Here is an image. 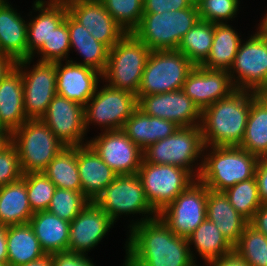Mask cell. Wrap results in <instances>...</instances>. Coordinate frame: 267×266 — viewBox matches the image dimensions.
<instances>
[{"mask_svg": "<svg viewBox=\"0 0 267 266\" xmlns=\"http://www.w3.org/2000/svg\"><path fill=\"white\" fill-rule=\"evenodd\" d=\"M130 231L125 266H193L196 262L187 238L175 235L159 215Z\"/></svg>", "mask_w": 267, "mask_h": 266, "instance_id": "6da1fadb", "label": "cell"}, {"mask_svg": "<svg viewBox=\"0 0 267 266\" xmlns=\"http://www.w3.org/2000/svg\"><path fill=\"white\" fill-rule=\"evenodd\" d=\"M251 108V91L235 90L202 111L201 130L205 146H239Z\"/></svg>", "mask_w": 267, "mask_h": 266, "instance_id": "7a4b0ae2", "label": "cell"}, {"mask_svg": "<svg viewBox=\"0 0 267 266\" xmlns=\"http://www.w3.org/2000/svg\"><path fill=\"white\" fill-rule=\"evenodd\" d=\"M210 153L202 158L198 179L208 188L225 191L235 184L255 177L259 157L239 146H205ZM211 148V149H210Z\"/></svg>", "mask_w": 267, "mask_h": 266, "instance_id": "3957f363", "label": "cell"}, {"mask_svg": "<svg viewBox=\"0 0 267 266\" xmlns=\"http://www.w3.org/2000/svg\"><path fill=\"white\" fill-rule=\"evenodd\" d=\"M200 20L196 3L191 7L163 13H143L131 32L151 51L177 50L185 34Z\"/></svg>", "mask_w": 267, "mask_h": 266, "instance_id": "277c9868", "label": "cell"}, {"mask_svg": "<svg viewBox=\"0 0 267 266\" xmlns=\"http://www.w3.org/2000/svg\"><path fill=\"white\" fill-rule=\"evenodd\" d=\"M151 50L132 33H126L111 49L102 79L114 89L137 95Z\"/></svg>", "mask_w": 267, "mask_h": 266, "instance_id": "5b68a950", "label": "cell"}, {"mask_svg": "<svg viewBox=\"0 0 267 266\" xmlns=\"http://www.w3.org/2000/svg\"><path fill=\"white\" fill-rule=\"evenodd\" d=\"M23 174L43 172L65 145L41 119H28L11 133Z\"/></svg>", "mask_w": 267, "mask_h": 266, "instance_id": "8992f818", "label": "cell"}, {"mask_svg": "<svg viewBox=\"0 0 267 266\" xmlns=\"http://www.w3.org/2000/svg\"><path fill=\"white\" fill-rule=\"evenodd\" d=\"M204 147L200 126L179 127L172 135L149 145L143 151V160L184 168L198 179L202 165L194 171L192 163L204 156Z\"/></svg>", "mask_w": 267, "mask_h": 266, "instance_id": "52a82bcc", "label": "cell"}, {"mask_svg": "<svg viewBox=\"0 0 267 266\" xmlns=\"http://www.w3.org/2000/svg\"><path fill=\"white\" fill-rule=\"evenodd\" d=\"M195 65L177 50L151 51L141 79V96L180 90Z\"/></svg>", "mask_w": 267, "mask_h": 266, "instance_id": "ba28073f", "label": "cell"}, {"mask_svg": "<svg viewBox=\"0 0 267 266\" xmlns=\"http://www.w3.org/2000/svg\"><path fill=\"white\" fill-rule=\"evenodd\" d=\"M94 202L109 217L116 222L120 215L125 214H147L146 218H141L129 225L142 223L146 220L153 219L158 213L153 209L147 201L141 180L137 174L135 175H118L112 183H110L94 200ZM150 215V216H149Z\"/></svg>", "mask_w": 267, "mask_h": 266, "instance_id": "9c48e42d", "label": "cell"}, {"mask_svg": "<svg viewBox=\"0 0 267 266\" xmlns=\"http://www.w3.org/2000/svg\"><path fill=\"white\" fill-rule=\"evenodd\" d=\"M147 201L159 213L196 178L186 169L142 160L138 170Z\"/></svg>", "mask_w": 267, "mask_h": 266, "instance_id": "30bf717a", "label": "cell"}, {"mask_svg": "<svg viewBox=\"0 0 267 266\" xmlns=\"http://www.w3.org/2000/svg\"><path fill=\"white\" fill-rule=\"evenodd\" d=\"M228 73L237 90L267 91V35L260 27L245 43L241 42Z\"/></svg>", "mask_w": 267, "mask_h": 266, "instance_id": "8fae6325", "label": "cell"}, {"mask_svg": "<svg viewBox=\"0 0 267 266\" xmlns=\"http://www.w3.org/2000/svg\"><path fill=\"white\" fill-rule=\"evenodd\" d=\"M137 103L136 95L129 91L114 89L107 84L100 90L97 88L84 105L86 132L90 123L102 126L105 132L122 129Z\"/></svg>", "mask_w": 267, "mask_h": 266, "instance_id": "7c38bea8", "label": "cell"}, {"mask_svg": "<svg viewBox=\"0 0 267 266\" xmlns=\"http://www.w3.org/2000/svg\"><path fill=\"white\" fill-rule=\"evenodd\" d=\"M207 187L196 179L158 213L175 235L188 237L207 218Z\"/></svg>", "mask_w": 267, "mask_h": 266, "instance_id": "4fadbf2b", "label": "cell"}, {"mask_svg": "<svg viewBox=\"0 0 267 266\" xmlns=\"http://www.w3.org/2000/svg\"><path fill=\"white\" fill-rule=\"evenodd\" d=\"M31 61L32 58L17 61L23 80L24 111L28 119H41L57 94L56 63L38 61L29 70L26 67Z\"/></svg>", "mask_w": 267, "mask_h": 266, "instance_id": "5bb4252c", "label": "cell"}, {"mask_svg": "<svg viewBox=\"0 0 267 266\" xmlns=\"http://www.w3.org/2000/svg\"><path fill=\"white\" fill-rule=\"evenodd\" d=\"M87 142L118 175L138 173L143 151L121 129L104 131L100 136Z\"/></svg>", "mask_w": 267, "mask_h": 266, "instance_id": "9a60e30c", "label": "cell"}, {"mask_svg": "<svg viewBox=\"0 0 267 266\" xmlns=\"http://www.w3.org/2000/svg\"><path fill=\"white\" fill-rule=\"evenodd\" d=\"M41 120L66 147L88 144V142L83 143L87 132L84 106L80 103L56 94Z\"/></svg>", "mask_w": 267, "mask_h": 266, "instance_id": "2e32d148", "label": "cell"}, {"mask_svg": "<svg viewBox=\"0 0 267 266\" xmlns=\"http://www.w3.org/2000/svg\"><path fill=\"white\" fill-rule=\"evenodd\" d=\"M137 107L147 115L169 120L179 127L201 125L202 111L182 89L141 96Z\"/></svg>", "mask_w": 267, "mask_h": 266, "instance_id": "e0dca14e", "label": "cell"}, {"mask_svg": "<svg viewBox=\"0 0 267 266\" xmlns=\"http://www.w3.org/2000/svg\"><path fill=\"white\" fill-rule=\"evenodd\" d=\"M68 13L100 43L111 49L126 31L100 0H67Z\"/></svg>", "mask_w": 267, "mask_h": 266, "instance_id": "ac0fdd59", "label": "cell"}, {"mask_svg": "<svg viewBox=\"0 0 267 266\" xmlns=\"http://www.w3.org/2000/svg\"><path fill=\"white\" fill-rule=\"evenodd\" d=\"M235 90L228 71L208 69L201 65L194 67L182 87V91L201 111Z\"/></svg>", "mask_w": 267, "mask_h": 266, "instance_id": "d6986e66", "label": "cell"}, {"mask_svg": "<svg viewBox=\"0 0 267 266\" xmlns=\"http://www.w3.org/2000/svg\"><path fill=\"white\" fill-rule=\"evenodd\" d=\"M113 225L109 215L90 201L70 222L68 251L87 255Z\"/></svg>", "mask_w": 267, "mask_h": 266, "instance_id": "ffe728a7", "label": "cell"}, {"mask_svg": "<svg viewBox=\"0 0 267 266\" xmlns=\"http://www.w3.org/2000/svg\"><path fill=\"white\" fill-rule=\"evenodd\" d=\"M56 92L68 100L85 105L98 88L102 74L73 60L56 63ZM100 77V78H99Z\"/></svg>", "mask_w": 267, "mask_h": 266, "instance_id": "44dd1931", "label": "cell"}, {"mask_svg": "<svg viewBox=\"0 0 267 266\" xmlns=\"http://www.w3.org/2000/svg\"><path fill=\"white\" fill-rule=\"evenodd\" d=\"M33 6V10L39 11L40 14L27 24L28 58L32 59L44 42H48L53 30L65 20L68 13L65 1L36 0Z\"/></svg>", "mask_w": 267, "mask_h": 266, "instance_id": "7402d4cb", "label": "cell"}, {"mask_svg": "<svg viewBox=\"0 0 267 266\" xmlns=\"http://www.w3.org/2000/svg\"><path fill=\"white\" fill-rule=\"evenodd\" d=\"M77 166L82 192L90 201L118 176L89 144L77 146Z\"/></svg>", "mask_w": 267, "mask_h": 266, "instance_id": "603a6c76", "label": "cell"}, {"mask_svg": "<svg viewBox=\"0 0 267 266\" xmlns=\"http://www.w3.org/2000/svg\"><path fill=\"white\" fill-rule=\"evenodd\" d=\"M178 128L175 123L147 115L137 107L121 130L144 151L149 145L172 135Z\"/></svg>", "mask_w": 267, "mask_h": 266, "instance_id": "cb8c5ba5", "label": "cell"}, {"mask_svg": "<svg viewBox=\"0 0 267 266\" xmlns=\"http://www.w3.org/2000/svg\"><path fill=\"white\" fill-rule=\"evenodd\" d=\"M0 119L11 133L28 120L24 111L21 69L17 65L0 82Z\"/></svg>", "mask_w": 267, "mask_h": 266, "instance_id": "d4e9b609", "label": "cell"}, {"mask_svg": "<svg viewBox=\"0 0 267 266\" xmlns=\"http://www.w3.org/2000/svg\"><path fill=\"white\" fill-rule=\"evenodd\" d=\"M206 216L233 246L238 242L249 223L230 204L224 191H215L208 188Z\"/></svg>", "mask_w": 267, "mask_h": 266, "instance_id": "484cf974", "label": "cell"}, {"mask_svg": "<svg viewBox=\"0 0 267 266\" xmlns=\"http://www.w3.org/2000/svg\"><path fill=\"white\" fill-rule=\"evenodd\" d=\"M8 3H0V54L28 59L27 23Z\"/></svg>", "mask_w": 267, "mask_h": 266, "instance_id": "4316f807", "label": "cell"}, {"mask_svg": "<svg viewBox=\"0 0 267 266\" xmlns=\"http://www.w3.org/2000/svg\"><path fill=\"white\" fill-rule=\"evenodd\" d=\"M28 223L45 254L68 250L69 221L44 210L35 212Z\"/></svg>", "mask_w": 267, "mask_h": 266, "instance_id": "83f0119b", "label": "cell"}, {"mask_svg": "<svg viewBox=\"0 0 267 266\" xmlns=\"http://www.w3.org/2000/svg\"><path fill=\"white\" fill-rule=\"evenodd\" d=\"M33 214L26 189V174L0 188V225L26 224Z\"/></svg>", "mask_w": 267, "mask_h": 266, "instance_id": "f1b7e54d", "label": "cell"}, {"mask_svg": "<svg viewBox=\"0 0 267 266\" xmlns=\"http://www.w3.org/2000/svg\"><path fill=\"white\" fill-rule=\"evenodd\" d=\"M239 147L259 158L267 157V102L251 91V108Z\"/></svg>", "mask_w": 267, "mask_h": 266, "instance_id": "f546056e", "label": "cell"}, {"mask_svg": "<svg viewBox=\"0 0 267 266\" xmlns=\"http://www.w3.org/2000/svg\"><path fill=\"white\" fill-rule=\"evenodd\" d=\"M68 31L70 47L76 48L75 50L84 57V60L77 64L91 67L103 74L108 62L109 49L103 43L98 42L90 32L69 13Z\"/></svg>", "mask_w": 267, "mask_h": 266, "instance_id": "4dcf8cb0", "label": "cell"}, {"mask_svg": "<svg viewBox=\"0 0 267 266\" xmlns=\"http://www.w3.org/2000/svg\"><path fill=\"white\" fill-rule=\"evenodd\" d=\"M6 239L7 266H19L45 255L29 223L7 226Z\"/></svg>", "mask_w": 267, "mask_h": 266, "instance_id": "1f68e13d", "label": "cell"}, {"mask_svg": "<svg viewBox=\"0 0 267 266\" xmlns=\"http://www.w3.org/2000/svg\"><path fill=\"white\" fill-rule=\"evenodd\" d=\"M238 33L226 23L214 24V38L210 53L201 66L229 71L241 44Z\"/></svg>", "mask_w": 267, "mask_h": 266, "instance_id": "d6a6232c", "label": "cell"}, {"mask_svg": "<svg viewBox=\"0 0 267 266\" xmlns=\"http://www.w3.org/2000/svg\"><path fill=\"white\" fill-rule=\"evenodd\" d=\"M187 240L189 246L194 244L206 264L234 250V246L207 218L187 237Z\"/></svg>", "mask_w": 267, "mask_h": 266, "instance_id": "836d02e7", "label": "cell"}, {"mask_svg": "<svg viewBox=\"0 0 267 266\" xmlns=\"http://www.w3.org/2000/svg\"><path fill=\"white\" fill-rule=\"evenodd\" d=\"M43 173L58 188L82 191L77 166V146L64 147L48 164Z\"/></svg>", "mask_w": 267, "mask_h": 266, "instance_id": "e575fe53", "label": "cell"}, {"mask_svg": "<svg viewBox=\"0 0 267 266\" xmlns=\"http://www.w3.org/2000/svg\"><path fill=\"white\" fill-rule=\"evenodd\" d=\"M214 38V23L199 20L182 38L177 51L183 53L195 66L208 57Z\"/></svg>", "mask_w": 267, "mask_h": 266, "instance_id": "d590c367", "label": "cell"}, {"mask_svg": "<svg viewBox=\"0 0 267 266\" xmlns=\"http://www.w3.org/2000/svg\"><path fill=\"white\" fill-rule=\"evenodd\" d=\"M230 204L248 222L252 220L255 212L261 207L256 178L239 182L224 191Z\"/></svg>", "mask_w": 267, "mask_h": 266, "instance_id": "8d00e7d4", "label": "cell"}, {"mask_svg": "<svg viewBox=\"0 0 267 266\" xmlns=\"http://www.w3.org/2000/svg\"><path fill=\"white\" fill-rule=\"evenodd\" d=\"M234 250L250 266H267V237L248 223Z\"/></svg>", "mask_w": 267, "mask_h": 266, "instance_id": "74e56055", "label": "cell"}, {"mask_svg": "<svg viewBox=\"0 0 267 266\" xmlns=\"http://www.w3.org/2000/svg\"><path fill=\"white\" fill-rule=\"evenodd\" d=\"M90 202L82 191L56 187L47 210L57 217L71 222Z\"/></svg>", "mask_w": 267, "mask_h": 266, "instance_id": "f35d334b", "label": "cell"}, {"mask_svg": "<svg viewBox=\"0 0 267 266\" xmlns=\"http://www.w3.org/2000/svg\"><path fill=\"white\" fill-rule=\"evenodd\" d=\"M115 21L131 33L143 16V0H100Z\"/></svg>", "mask_w": 267, "mask_h": 266, "instance_id": "ab89813d", "label": "cell"}, {"mask_svg": "<svg viewBox=\"0 0 267 266\" xmlns=\"http://www.w3.org/2000/svg\"><path fill=\"white\" fill-rule=\"evenodd\" d=\"M26 189L33 213L47 210L56 186L43 172L26 174Z\"/></svg>", "mask_w": 267, "mask_h": 266, "instance_id": "60d3db41", "label": "cell"}, {"mask_svg": "<svg viewBox=\"0 0 267 266\" xmlns=\"http://www.w3.org/2000/svg\"><path fill=\"white\" fill-rule=\"evenodd\" d=\"M70 48L67 13L65 20L53 30L48 42H44L36 53L41 54L39 61L62 63V60L69 61L66 58H68Z\"/></svg>", "mask_w": 267, "mask_h": 266, "instance_id": "b9f144b4", "label": "cell"}, {"mask_svg": "<svg viewBox=\"0 0 267 266\" xmlns=\"http://www.w3.org/2000/svg\"><path fill=\"white\" fill-rule=\"evenodd\" d=\"M240 0H195L199 18L214 24L235 18Z\"/></svg>", "mask_w": 267, "mask_h": 266, "instance_id": "7bdbcfd3", "label": "cell"}, {"mask_svg": "<svg viewBox=\"0 0 267 266\" xmlns=\"http://www.w3.org/2000/svg\"><path fill=\"white\" fill-rule=\"evenodd\" d=\"M16 147L11 143L0 153V188L23 177Z\"/></svg>", "mask_w": 267, "mask_h": 266, "instance_id": "ee69618b", "label": "cell"}, {"mask_svg": "<svg viewBox=\"0 0 267 266\" xmlns=\"http://www.w3.org/2000/svg\"><path fill=\"white\" fill-rule=\"evenodd\" d=\"M195 0H143V13H163L191 7Z\"/></svg>", "mask_w": 267, "mask_h": 266, "instance_id": "f6af8a7d", "label": "cell"}, {"mask_svg": "<svg viewBox=\"0 0 267 266\" xmlns=\"http://www.w3.org/2000/svg\"><path fill=\"white\" fill-rule=\"evenodd\" d=\"M53 266H95L86 254L72 251L52 253Z\"/></svg>", "mask_w": 267, "mask_h": 266, "instance_id": "bcb514c9", "label": "cell"}, {"mask_svg": "<svg viewBox=\"0 0 267 266\" xmlns=\"http://www.w3.org/2000/svg\"><path fill=\"white\" fill-rule=\"evenodd\" d=\"M255 178L258 185L260 201L262 204H267V157L259 159Z\"/></svg>", "mask_w": 267, "mask_h": 266, "instance_id": "7dc6e473", "label": "cell"}, {"mask_svg": "<svg viewBox=\"0 0 267 266\" xmlns=\"http://www.w3.org/2000/svg\"><path fill=\"white\" fill-rule=\"evenodd\" d=\"M207 263V266H250L235 250Z\"/></svg>", "mask_w": 267, "mask_h": 266, "instance_id": "c3c4849f", "label": "cell"}, {"mask_svg": "<svg viewBox=\"0 0 267 266\" xmlns=\"http://www.w3.org/2000/svg\"><path fill=\"white\" fill-rule=\"evenodd\" d=\"M249 223L267 237V204L261 205Z\"/></svg>", "mask_w": 267, "mask_h": 266, "instance_id": "681fc988", "label": "cell"}, {"mask_svg": "<svg viewBox=\"0 0 267 266\" xmlns=\"http://www.w3.org/2000/svg\"><path fill=\"white\" fill-rule=\"evenodd\" d=\"M16 65L17 61L13 57L0 54V82L16 67Z\"/></svg>", "mask_w": 267, "mask_h": 266, "instance_id": "f907efd6", "label": "cell"}, {"mask_svg": "<svg viewBox=\"0 0 267 266\" xmlns=\"http://www.w3.org/2000/svg\"><path fill=\"white\" fill-rule=\"evenodd\" d=\"M0 263L5 264L6 266L8 263L6 226L2 225H0Z\"/></svg>", "mask_w": 267, "mask_h": 266, "instance_id": "816d5d0a", "label": "cell"}, {"mask_svg": "<svg viewBox=\"0 0 267 266\" xmlns=\"http://www.w3.org/2000/svg\"><path fill=\"white\" fill-rule=\"evenodd\" d=\"M19 266H53L52 254H45L39 259L30 261Z\"/></svg>", "mask_w": 267, "mask_h": 266, "instance_id": "f5cc1de1", "label": "cell"}, {"mask_svg": "<svg viewBox=\"0 0 267 266\" xmlns=\"http://www.w3.org/2000/svg\"><path fill=\"white\" fill-rule=\"evenodd\" d=\"M11 144V132H0V153Z\"/></svg>", "mask_w": 267, "mask_h": 266, "instance_id": "db71d44e", "label": "cell"}, {"mask_svg": "<svg viewBox=\"0 0 267 266\" xmlns=\"http://www.w3.org/2000/svg\"><path fill=\"white\" fill-rule=\"evenodd\" d=\"M259 27L267 35V13L264 16L263 20H261Z\"/></svg>", "mask_w": 267, "mask_h": 266, "instance_id": "11a10c76", "label": "cell"}, {"mask_svg": "<svg viewBox=\"0 0 267 266\" xmlns=\"http://www.w3.org/2000/svg\"><path fill=\"white\" fill-rule=\"evenodd\" d=\"M0 132H10L2 123L0 119Z\"/></svg>", "mask_w": 267, "mask_h": 266, "instance_id": "9f6ffc18", "label": "cell"}, {"mask_svg": "<svg viewBox=\"0 0 267 266\" xmlns=\"http://www.w3.org/2000/svg\"><path fill=\"white\" fill-rule=\"evenodd\" d=\"M259 95L267 102V91L261 92Z\"/></svg>", "mask_w": 267, "mask_h": 266, "instance_id": "6f0895ef", "label": "cell"}]
</instances>
